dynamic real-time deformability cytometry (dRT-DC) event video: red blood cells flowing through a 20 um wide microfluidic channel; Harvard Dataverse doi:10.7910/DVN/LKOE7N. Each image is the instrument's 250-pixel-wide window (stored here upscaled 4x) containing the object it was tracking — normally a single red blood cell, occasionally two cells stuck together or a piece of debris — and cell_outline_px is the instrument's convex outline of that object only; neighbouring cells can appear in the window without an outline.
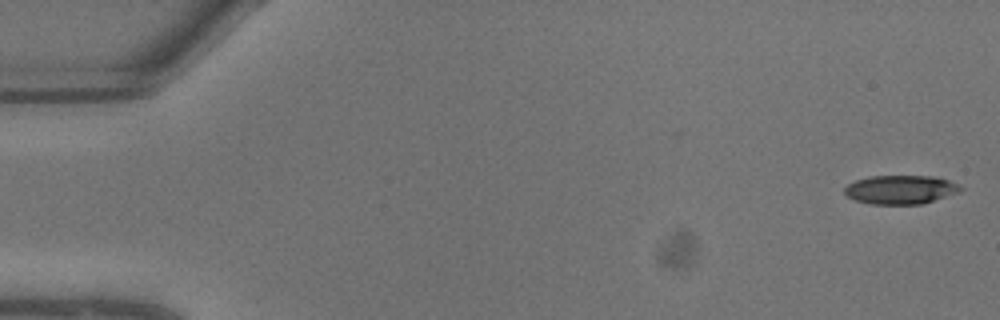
{"species": "common noctule bat (a hibernating species)", "species_latin": "Nyctalus noctula", "temperature_condition": "warm", "stored_images_in_passage": 4, "camera_frame_rate_fps": 3000, "um_per_image_px": 0.085, "animal": {"sex": "male", "body_mass_g": 13.3}, "frame": {"image": 1, "passage_image": 1, "time_ms": 0.0, "image_size_px": [1000, 320], "cell_outline_px": [[964, 188], [960, 192], [920, 204], [872, 204], [856, 200], [848, 196], [844, 192], [844, 188], [848, 184], [856, 180], [872, 176], [932, 176], [948, 180]], "centroid_in_image_um": [76.55, 16.11], "position_along_channel_um": 8.5, "area_um2": 19.25}}